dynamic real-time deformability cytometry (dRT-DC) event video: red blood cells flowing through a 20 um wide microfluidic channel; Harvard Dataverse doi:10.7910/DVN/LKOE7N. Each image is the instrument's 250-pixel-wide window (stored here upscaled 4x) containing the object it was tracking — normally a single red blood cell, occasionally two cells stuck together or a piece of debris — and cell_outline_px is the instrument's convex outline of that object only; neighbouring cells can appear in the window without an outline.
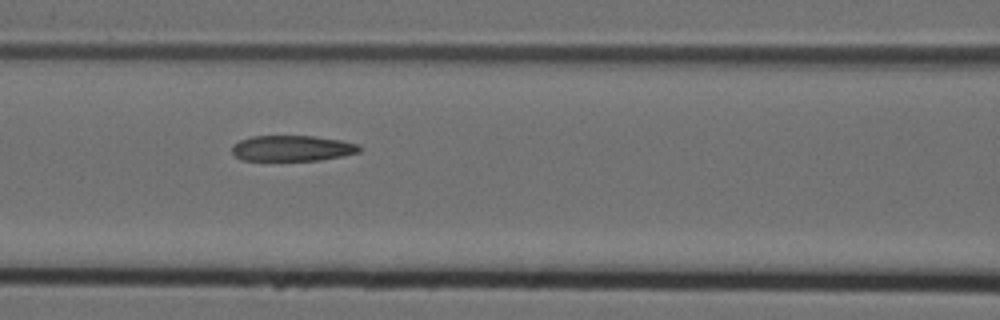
{"species": "Egyptian fruit bat (a non-hibernating species)", "species_latin": "Rousettus aegyptiacus", "temperature_condition": "cold", "stored_images_in_passage": 15, "camera_frame_rate_fps": 3000, "um_per_image_px": 0.085, "animal": {"sex": "female"}, "frame": {"image": 1, "passage_image": 6, "time_ms": 1.667, "image_size_px": [1000, 320], "cell_outline_px": [[364, 148], [360, 152], [344, 156], [320, 160], [240, 160], [232, 152], [232, 144], [240, 140], [252, 136], [312, 136], [340, 140], [360, 144]], "centroid_in_image_um": [24.88, 12.6], "position_along_channel_um": 141.7, "area_um2": 19.25}}
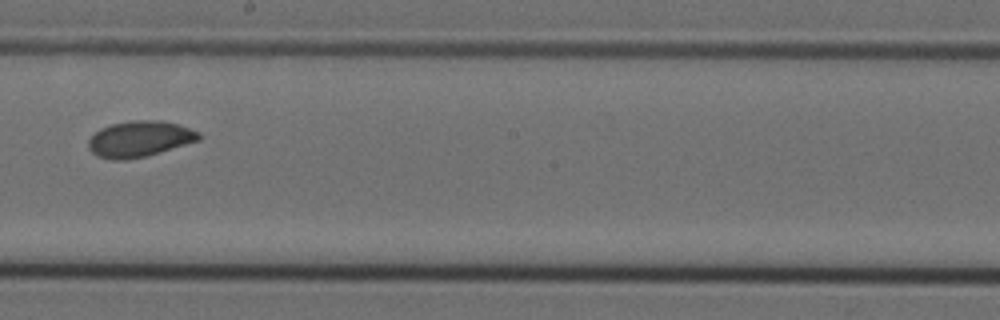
{"frame": {"image": 2, "passage_image": 9, "time_ms": 2.667, "image_size_px": [1000, 320], "cell_outline_px": [[200, 140], [148, 156], [124, 160], [112, 160], [96, 156], [88, 148], [88, 140], [100, 128], [112, 124], [136, 120], [160, 120], [176, 124], [200, 132]], "centroid_in_image_um": [11.85, 11.82], "position_along_channel_um": 236.3, "area_um2": 23.12}}
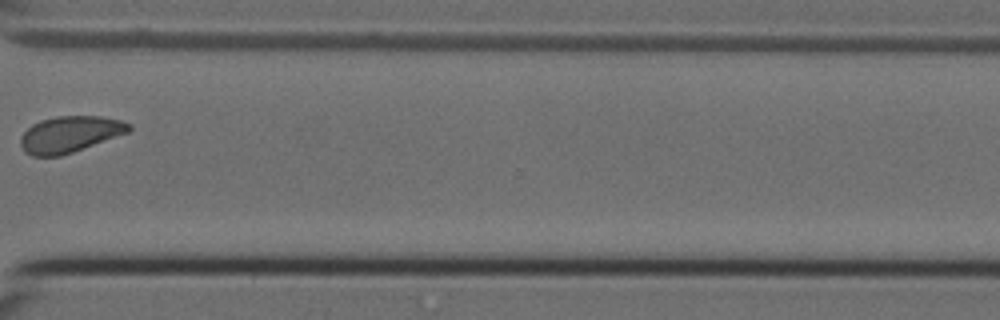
{"frame": {"image": 3, "passage_image": 12, "time_ms": 3.667, "image_size_px": [1000, 320], "cell_outline_px": [[132, 128], [128, 132], [72, 152], [60, 156], [32, 156], [24, 152], [20, 144], [20, 136], [32, 124], [40, 120], [56, 116], [100, 116], [120, 120], [132, 124]], "centroid_in_image_um": [5.91, 11.41], "position_along_channel_um": 364.7, "area_um2": 22.83}}